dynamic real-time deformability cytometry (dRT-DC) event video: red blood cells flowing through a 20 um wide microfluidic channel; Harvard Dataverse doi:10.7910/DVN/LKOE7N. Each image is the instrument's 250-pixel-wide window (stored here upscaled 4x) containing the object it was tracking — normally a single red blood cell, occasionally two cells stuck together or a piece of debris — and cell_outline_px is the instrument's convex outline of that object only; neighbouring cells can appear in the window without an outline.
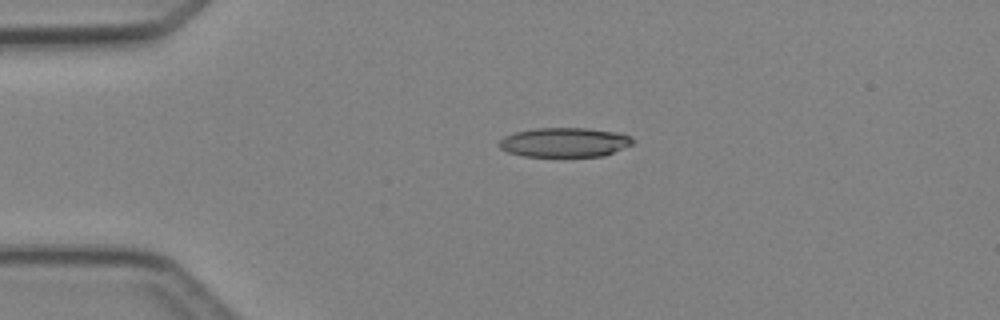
{"species": "Egyptian fruit bat (a non-hibernating species)", "species_latin": "Rousettus aegyptiacus", "temperature_condition": "cold", "stored_images_in_passage": 6, "camera_frame_rate_fps": 3000, "um_per_image_px": 0.085, "animal": {"sex": "female"}, "frame": {"image": 1, "passage_image": 2, "time_ms": 2.0, "image_size_px": [1000, 320], "cell_outline_px": [[636, 140], [632, 144], [624, 148], [604, 156], [524, 156], [508, 152], [500, 148], [496, 144], [504, 136], [516, 132], [536, 128], [584, 128], [616, 132], [632, 136]], "centroid_in_image_um": [48.0, 12.1], "position_along_channel_um": 37.0, "area_um2": 22.95}}
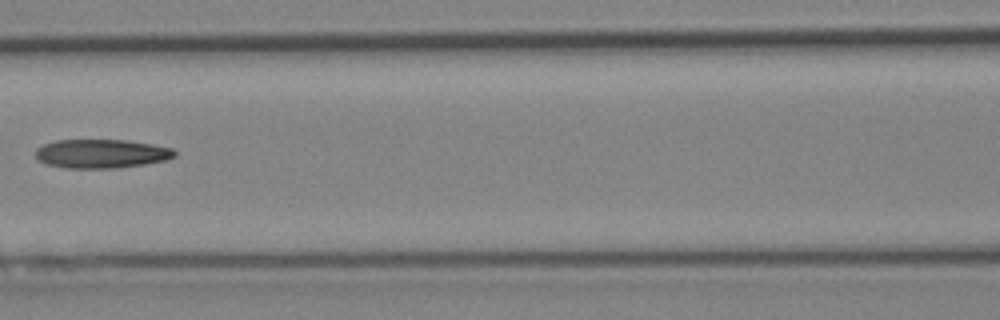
{"frame": {"image": 2, "passage_image": 5, "time_ms": 5.667, "image_size_px": [1000, 320], "cell_outline_px": [[176, 156], [168, 160], [144, 164], [116, 168], [64, 168], [44, 164], [36, 160], [36, 148], [44, 144], [56, 140], [128, 140], [152, 144], [172, 148], [176, 152]], "centroid_in_image_um": [8.6, 13.07], "position_along_channel_um": 158.0, "area_um2": 23.64}}
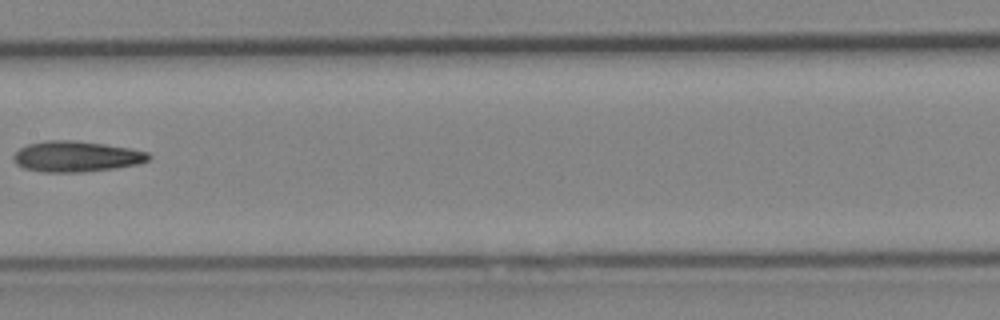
{"frame": {"image": 3, "passage_image": 6, "time_ms": 6.667, "image_size_px": [1000, 320], "cell_outline_px": [[152, 156], [148, 160], [140, 164], [116, 168], [80, 172], [44, 172], [24, 168], [16, 164], [12, 160], [12, 156], [20, 148], [28, 144], [48, 140], [72, 140], [104, 144], [128, 148], [148, 152]], "centroid_in_image_um": [6.48, 13.3], "position_along_channel_um": 200.9, "area_um2": 24.22}}